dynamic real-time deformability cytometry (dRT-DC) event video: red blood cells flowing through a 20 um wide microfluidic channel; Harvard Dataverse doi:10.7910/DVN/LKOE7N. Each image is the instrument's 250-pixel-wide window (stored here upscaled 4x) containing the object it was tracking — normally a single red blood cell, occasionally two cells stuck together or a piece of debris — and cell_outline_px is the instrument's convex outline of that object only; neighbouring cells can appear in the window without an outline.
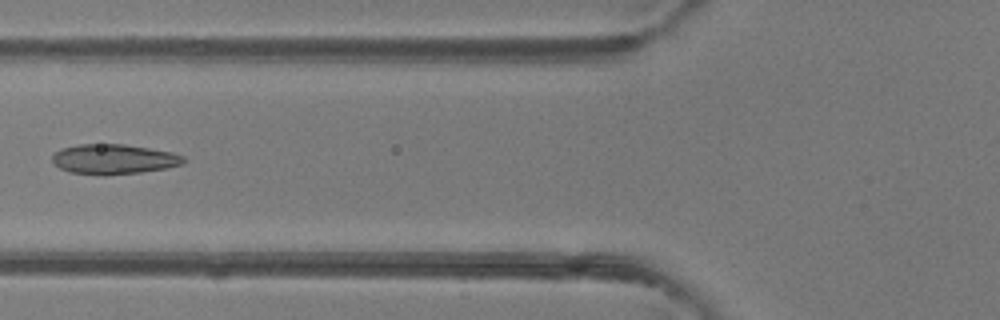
{"species": "common noctule bat (a hibernating species)", "species_latin": "Nyctalus noctula", "temperature_condition": "room temperature", "stored_images_in_passage": 6, "camera_frame_rate_fps": 3000, "um_per_image_px": 0.085, "animal": {"sex": "female"}, "frame": {"image": 1, "passage_image": 6, "time_ms": 1.667, "image_size_px": [1000, 320], "cell_outline_px": [[184, 164], [164, 168], [140, 172], [104, 176], [68, 172], [60, 168], [52, 160], [52, 156], [60, 148], [80, 144], [124, 144], [172, 152], [184, 156]], "centroid_in_image_um": [9.65, 13.53], "position_along_channel_um": 116.2, "area_um2": 22.95}}